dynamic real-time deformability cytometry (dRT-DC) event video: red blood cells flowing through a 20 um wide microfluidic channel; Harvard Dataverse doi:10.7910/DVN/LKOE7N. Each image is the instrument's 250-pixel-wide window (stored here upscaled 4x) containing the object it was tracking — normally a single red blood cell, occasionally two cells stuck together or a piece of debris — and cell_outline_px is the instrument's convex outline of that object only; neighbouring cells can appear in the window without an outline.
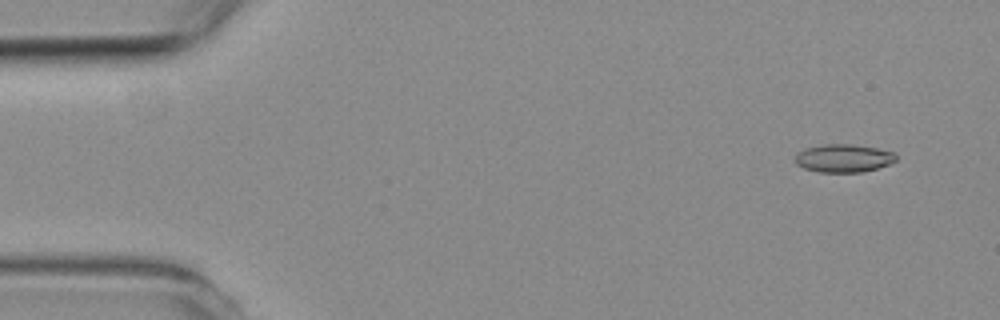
{"species": "common noctule bat (a hibernating species)", "species_latin": "Nyctalus noctula", "temperature_condition": "room temperature", "stored_images_in_passage": 4, "camera_frame_rate_fps": 3000, "um_per_image_px": 0.085, "animal": {"sex": "female", "body_mass_g": 19.3, "forearm_length_mm": 54.1}, "frame": {"image": 1, "passage_image": 1, "time_ms": 0.0, "image_size_px": [1000, 320], "cell_outline_px": [[896, 160], [888, 164], [876, 168], [860, 172], [820, 172], [804, 168], [796, 164], [796, 152], [804, 148], [824, 144], [852, 144], [876, 148], [896, 152]], "centroid_in_image_um": [71.68, 13.43], "position_along_channel_um": 13.3, "area_um2": 16.47}}
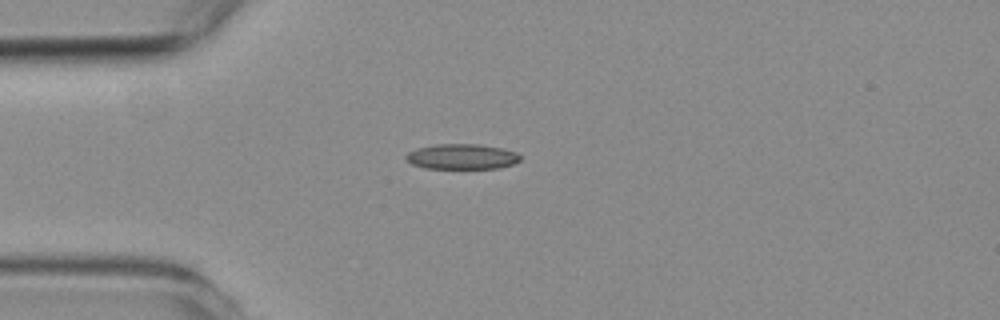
{"frame": {"image": 2, "passage_image": 4, "time_ms": 3.333, "image_size_px": [1000, 320], "cell_outline_px": [[520, 160], [512, 164], [500, 168], [424, 168], [412, 164], [404, 156], [408, 152], [416, 148], [436, 144], [480, 144], [504, 148], [516, 152], [520, 156]], "centroid_in_image_um": [39.26, 13.3], "position_along_channel_um": 45.7, "area_um2": 16.88}}